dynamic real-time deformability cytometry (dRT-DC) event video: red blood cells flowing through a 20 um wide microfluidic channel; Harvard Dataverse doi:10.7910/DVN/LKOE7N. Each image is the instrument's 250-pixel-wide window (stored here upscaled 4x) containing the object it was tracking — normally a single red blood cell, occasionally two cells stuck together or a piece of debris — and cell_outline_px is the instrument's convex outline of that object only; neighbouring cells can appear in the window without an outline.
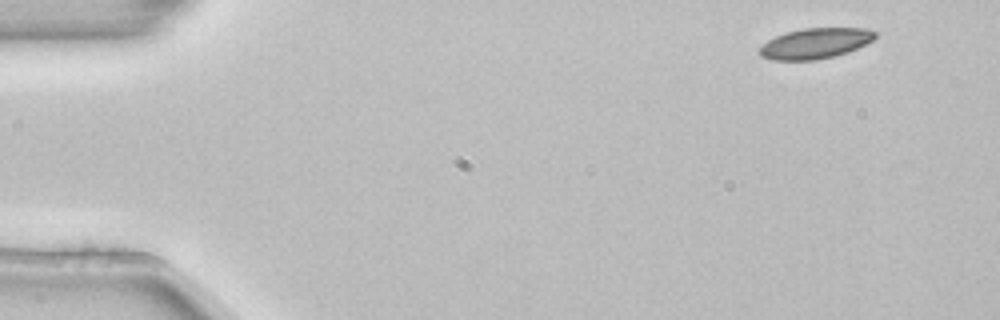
{"species": "common noctule bat (a hibernating species)", "species_latin": "Nyctalus noctula", "temperature_condition": "room temperature", "stored_images_in_passage": 4, "camera_frame_rate_fps": 3000, "um_per_image_px": 0.085, "animal": {"sex": "female", "body_mass_g": 22.7, "forearm_length_mm": 54.2}, "frame": {"image": 1, "passage_image": 1, "time_ms": 0.0, "image_size_px": [1000, 320], "cell_outline_px": [[880, 32], [872, 40], [848, 52], [816, 60], [772, 60], [760, 56], [760, 44], [776, 36], [788, 32], [804, 28], [864, 28]], "centroid_in_image_um": [69.29, 3.68], "position_along_channel_um": 15.7, "area_um2": 20.46}}
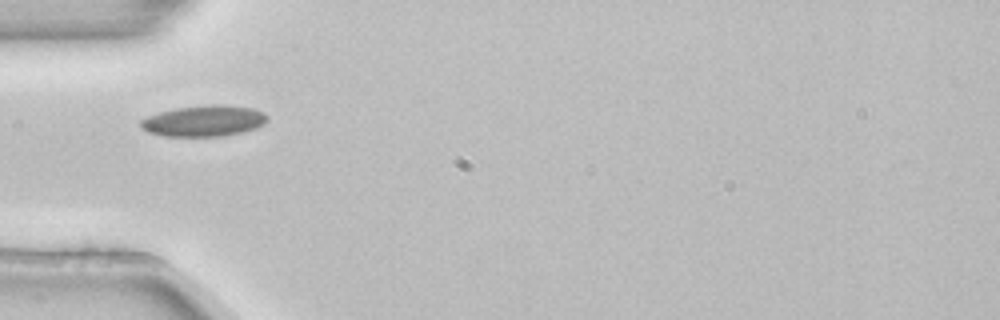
{"frame": {"image": 2, "passage_image": 4, "time_ms": 1.0, "image_size_px": [1000, 320], "cell_outline_px": [[268, 120], [264, 124], [256, 128], [224, 136], [164, 136], [148, 132], [140, 128], [140, 120], [148, 116], [160, 112], [176, 108], [212, 104], [224, 104], [252, 108], [264, 112], [268, 116]], "centroid_in_image_um": [17.34, 10.27], "position_along_channel_um": 67.7, "area_um2": 23.0}}